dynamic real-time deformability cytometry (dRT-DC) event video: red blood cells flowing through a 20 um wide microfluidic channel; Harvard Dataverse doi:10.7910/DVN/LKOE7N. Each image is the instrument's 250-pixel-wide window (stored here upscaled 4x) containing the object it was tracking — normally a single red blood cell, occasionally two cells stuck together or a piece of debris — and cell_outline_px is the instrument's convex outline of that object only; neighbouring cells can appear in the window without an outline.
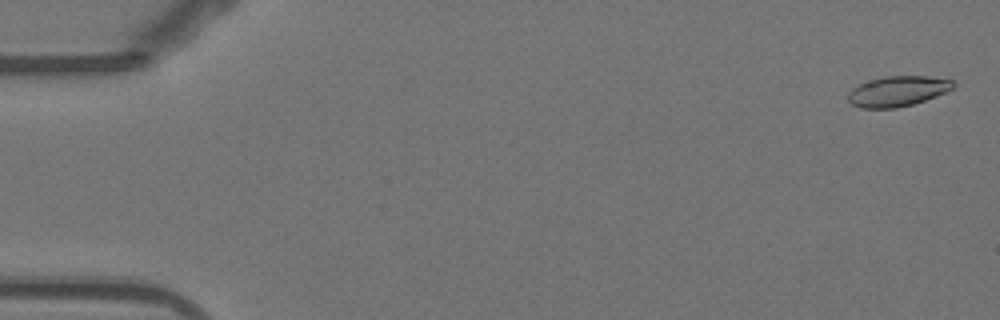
{"species": "Egyptian fruit bat (a non-hibernating species)", "species_latin": "Rousettus aegyptiacus", "temperature_condition": "warm", "stored_images_in_passage": 53, "camera_frame_rate_fps": 3000, "um_per_image_px": 0.085, "animal": {"sex": "female"}, "frame": {"image": 1, "passage_image": 2, "time_ms": 0.333, "image_size_px": [1000, 320], "cell_outline_px": [[956, 84], [952, 88], [936, 96], [912, 104], [896, 108], [860, 108], [852, 104], [848, 100], [848, 92], [852, 88], [860, 84], [884, 76], [928, 76], [952, 80]], "centroid_in_image_um": [76.28, 7.75], "position_along_channel_um": 8.7, "area_um2": 18.38}}
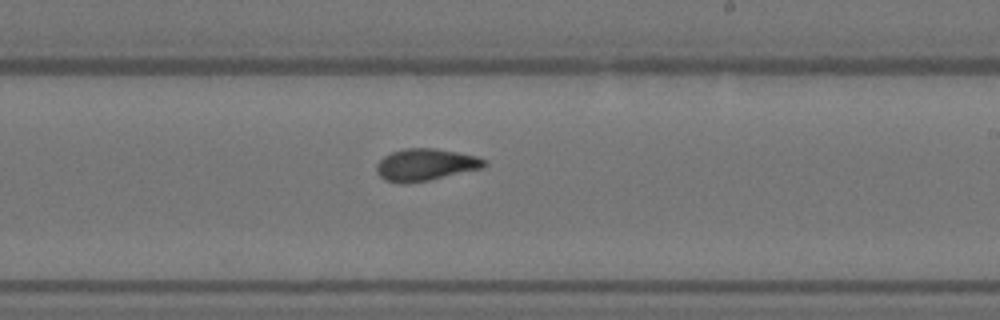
{"frame": {"image": 2, "passage_image": 32, "time_ms": 10.333, "image_size_px": [1000, 320], "cell_outline_px": [[488, 164], [480, 168], [428, 180], [404, 184], [384, 180], [376, 172], [376, 164], [384, 156], [392, 152], [404, 148], [436, 148], [476, 156], [484, 160]], "centroid_in_image_um": [36.11, 13.99], "position_along_channel_um": 252.9, "area_um2": 19.88}}
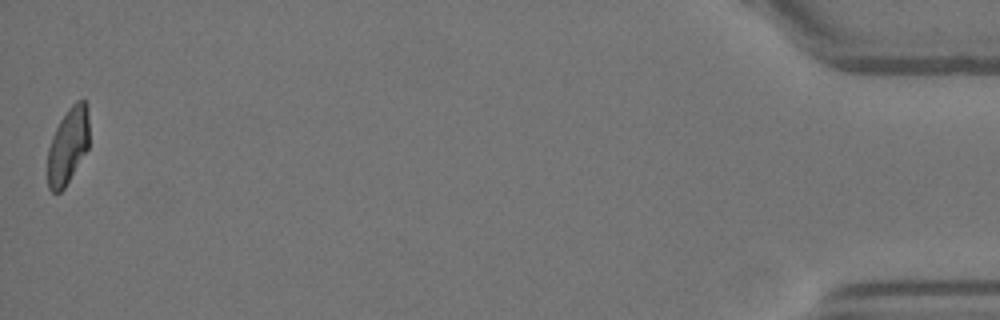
{"frame": {"image": 3, "passage_image": 53, "time_ms": 17.333, "image_size_px": [1000, 320], "cell_outline_px": [[88, 148], [64, 188], [60, 192], [52, 192], [48, 188], [48, 148], [52, 136], [60, 120], [68, 108], [76, 100], [84, 100], [88, 108]], "centroid_in_image_um": [5.77, 12.38], "position_along_channel_um": 429.4, "area_um2": 18.32}, "authors_computed_cell_mechanics": {"area_um2": 19.5942, "velocity_mm_per_s": 3.8739, "shape_relaxation_time_tau1_ms": 6.2087, "shape_relaxation_time_tau2_ms": 1.7793, "deformation_change_tau1": 0.1857, "deformation_change_tau2": 0.0751}}